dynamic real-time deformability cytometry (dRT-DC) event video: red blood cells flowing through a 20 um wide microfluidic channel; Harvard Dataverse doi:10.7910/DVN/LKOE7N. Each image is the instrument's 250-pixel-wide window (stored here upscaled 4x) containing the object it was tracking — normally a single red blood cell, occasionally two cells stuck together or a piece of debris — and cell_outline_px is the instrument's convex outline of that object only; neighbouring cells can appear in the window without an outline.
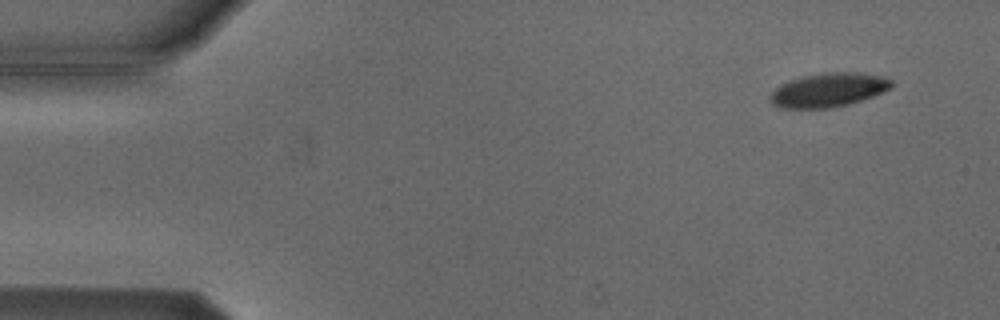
{"species": "Egyptian fruit bat (a non-hibernating species)", "species_latin": "Rousettus aegyptiacus", "temperature_condition": "cold", "stored_images_in_passage": 4, "camera_frame_rate_fps": 3000, "um_per_image_px": 0.085, "animal": {"sex": "male"}, "frame": {"image": 1, "passage_image": 1, "time_ms": 0.0, "image_size_px": [1000, 320], "cell_outline_px": [[892, 88], [872, 96], [848, 104], [828, 108], [780, 108], [772, 104], [768, 96], [780, 84], [788, 80], [820, 72], [860, 72], [880, 76], [892, 80]], "centroid_in_image_um": [70.38, 7.64], "position_along_channel_um": 14.6, "area_um2": 24.04}}
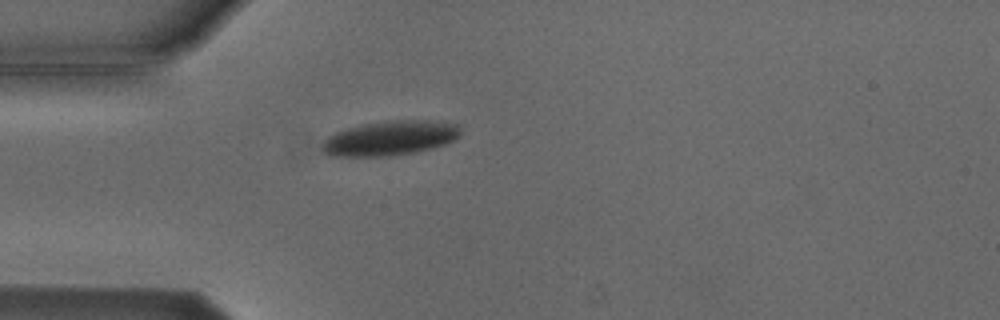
{"frame": {"image": 2, "passage_image": 4, "time_ms": 3.667, "image_size_px": [1000, 320], "cell_outline_px": [[460, 136], [456, 140], [448, 144], [416, 152], [392, 156], [328, 156], [320, 148], [320, 144], [328, 136], [336, 132], [348, 128], [364, 124], [388, 120], [432, 120], [460, 124]], "centroid_in_image_um": [33.19, 11.74], "position_along_channel_um": 51.8, "area_um2": 28.38}}